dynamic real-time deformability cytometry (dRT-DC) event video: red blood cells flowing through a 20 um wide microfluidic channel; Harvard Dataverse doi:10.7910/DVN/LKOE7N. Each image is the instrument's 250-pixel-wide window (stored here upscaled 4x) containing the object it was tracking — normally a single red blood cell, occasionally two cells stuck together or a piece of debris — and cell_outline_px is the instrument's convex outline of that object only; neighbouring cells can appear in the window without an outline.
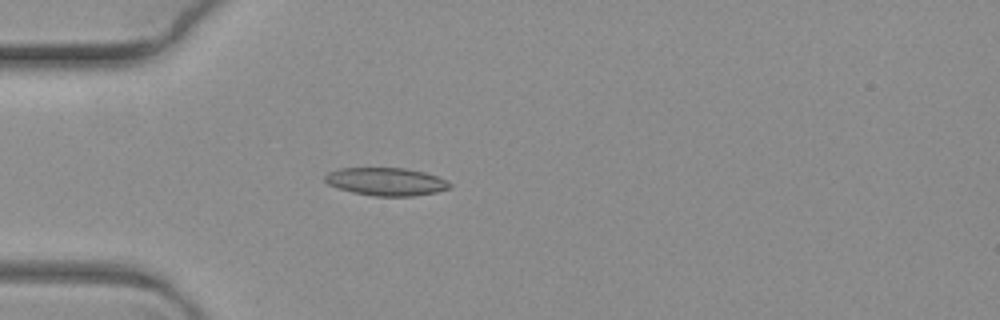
{"species": "common noctule bat (a hibernating species)", "species_latin": "Nyctalus noctula", "temperature_condition": "warm", "stored_images_in_passage": 6, "camera_frame_rate_fps": 3000, "um_per_image_px": 0.085, "animal": {"sex": "female", "body_mass_g": 19.3, "forearm_length_mm": 54.1}, "frame": {"image": 1, "passage_image": 2, "time_ms": 0.333, "image_size_px": [1000, 320], "cell_outline_px": [[452, 188], [436, 192], [412, 196], [372, 196], [352, 192], [328, 184], [324, 180], [324, 176], [328, 172], [340, 168], [404, 168], [424, 172], [436, 176], [452, 184]], "centroid_in_image_um": [32.81, 15.44], "position_along_channel_um": 52.2, "area_um2": 20.23}}
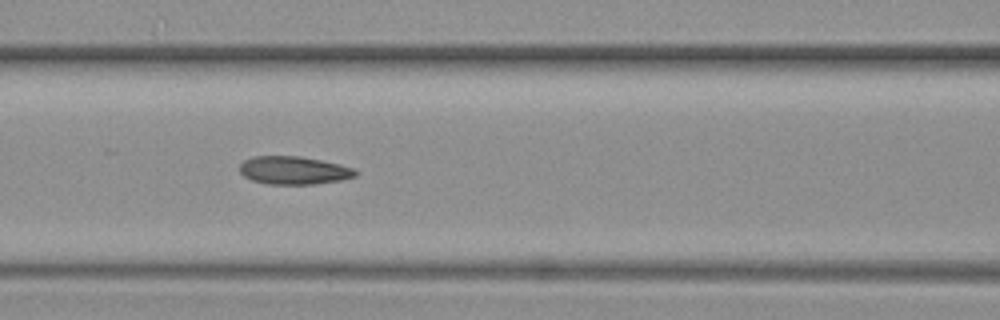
{"frame": {"image": 2, "passage_image": 5, "time_ms": 1.333, "image_size_px": [1000, 320], "cell_outline_px": [[360, 172], [356, 176], [340, 180], [316, 184], [268, 184], [252, 180], [244, 176], [240, 172], [240, 164], [244, 160], [256, 156], [300, 156], [340, 164], [352, 168]], "centroid_in_image_um": [24.99, 14.48], "position_along_channel_um": 141.6, "area_um2": 18.9}}
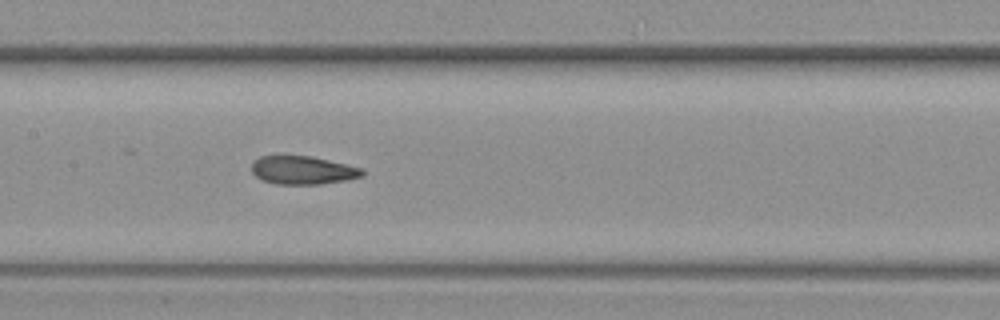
{"frame": {"image": 3, "passage_image": 6, "time_ms": 1.667, "image_size_px": [1000, 320], "cell_outline_px": [[364, 176], [348, 180], [320, 184], [276, 184], [264, 180], [256, 176], [252, 172], [252, 164], [260, 156], [312, 156], [364, 168]], "centroid_in_image_um": [25.8, 14.47], "position_along_channel_um": 181.6, "area_um2": 18.26}}